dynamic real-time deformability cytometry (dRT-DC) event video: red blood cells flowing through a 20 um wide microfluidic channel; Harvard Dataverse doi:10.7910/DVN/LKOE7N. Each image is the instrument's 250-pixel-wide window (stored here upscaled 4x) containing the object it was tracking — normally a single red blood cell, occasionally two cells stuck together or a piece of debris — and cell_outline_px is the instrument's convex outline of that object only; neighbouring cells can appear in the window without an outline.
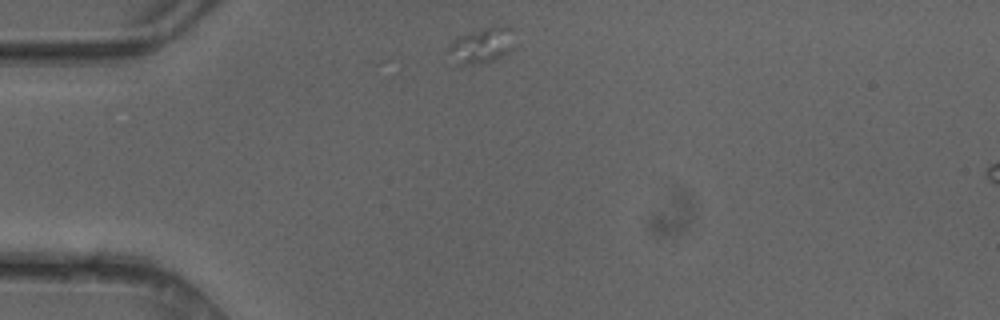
{"species": "common noctule bat (a hibernating species)", "species_latin": "Nyctalus noctula", "temperature_condition": "cold", "stored_images_in_passage": 8, "camera_frame_rate_fps": 3000, "um_per_image_px": 0.085, "animal": {"sex": "female"}, "frame": {"image": 1, "passage_image": 1, "time_ms": 0.0, "image_size_px": [1000, 320], "cell_outline_px": [[512, 48], [508, 52], [492, 60], [480, 64], [456, 64], [448, 48], [460, 36], [496, 24], [504, 24]], "centroid_in_image_um": [40.89, 3.87], "position_along_channel_um": 44.1, "area_um2": 12.72}}